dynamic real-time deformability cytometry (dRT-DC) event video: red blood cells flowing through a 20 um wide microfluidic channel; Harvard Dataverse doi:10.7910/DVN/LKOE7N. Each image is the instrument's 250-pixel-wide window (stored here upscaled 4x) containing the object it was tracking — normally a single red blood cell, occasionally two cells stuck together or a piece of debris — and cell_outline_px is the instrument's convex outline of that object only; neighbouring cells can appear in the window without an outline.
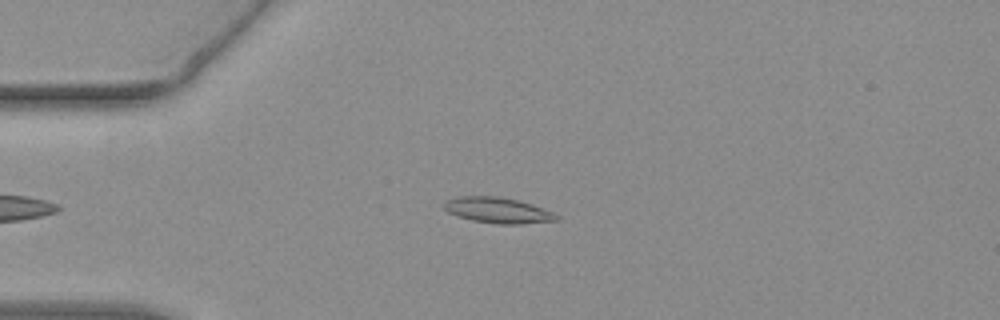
{"species": "common noctule bat (a hibernating species)", "species_latin": "Nyctalus noctula", "temperature_condition": "warm", "stored_images_in_passage": 37, "camera_frame_rate_fps": 3000, "um_per_image_px": 0.085, "animal": {"sex": "female", "body_mass_g": 19.3, "forearm_length_mm": 54.1}, "frame": {"image": 1, "passage_image": 1, "time_ms": 0.0, "image_size_px": [1000, 320], "cell_outline_px": [[560, 220], [520, 224], [500, 224], [472, 220], [456, 216], [448, 212], [444, 208], [444, 204], [448, 200], [456, 196], [496, 196], [520, 200], [532, 204], [552, 212], [560, 216]], "centroid_in_image_um": [42.33, 17.87], "position_along_channel_um": 42.7, "area_um2": 16.88}}
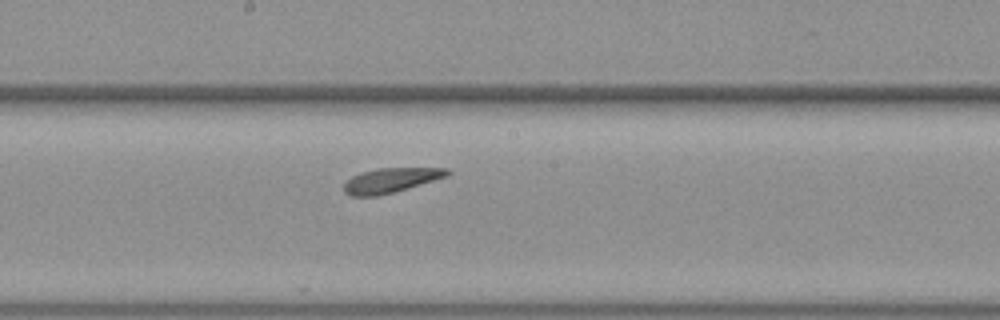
{"frame": {"image": 2, "passage_image": 17, "time_ms": 5.333, "image_size_px": [1000, 320], "cell_outline_px": [[452, 172], [448, 176], [392, 192], [376, 196], [352, 196], [344, 192], [344, 184], [352, 176], [360, 172], [380, 168], [448, 168]], "centroid_in_image_um": [33.21, 15.31], "position_along_channel_um": 215.0, "area_um2": 14.62}}
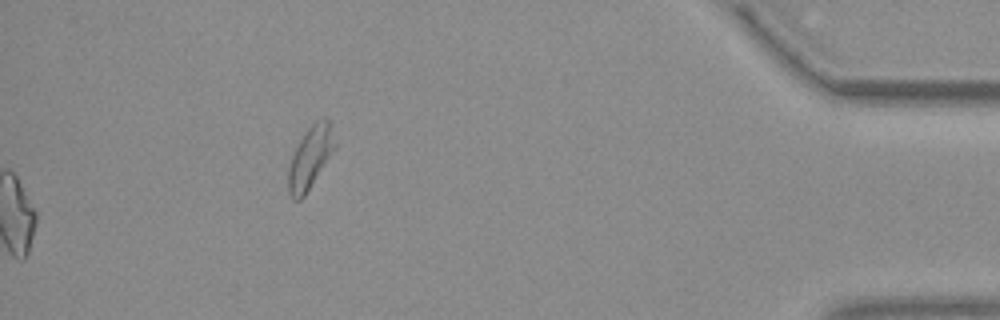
{"frame": {"image": 3, "passage_image": 37, "time_ms": 12.0, "image_size_px": [1000, 320], "cell_outline_px": [[336, 148], [304, 196], [300, 200], [292, 200], [288, 192], [288, 168], [292, 156], [304, 132], [320, 116], [324, 116], [332, 120], [336, 144]], "centroid_in_image_um": [26.41, 13.32], "position_along_channel_um": 408.8, "area_um2": 17.22}}